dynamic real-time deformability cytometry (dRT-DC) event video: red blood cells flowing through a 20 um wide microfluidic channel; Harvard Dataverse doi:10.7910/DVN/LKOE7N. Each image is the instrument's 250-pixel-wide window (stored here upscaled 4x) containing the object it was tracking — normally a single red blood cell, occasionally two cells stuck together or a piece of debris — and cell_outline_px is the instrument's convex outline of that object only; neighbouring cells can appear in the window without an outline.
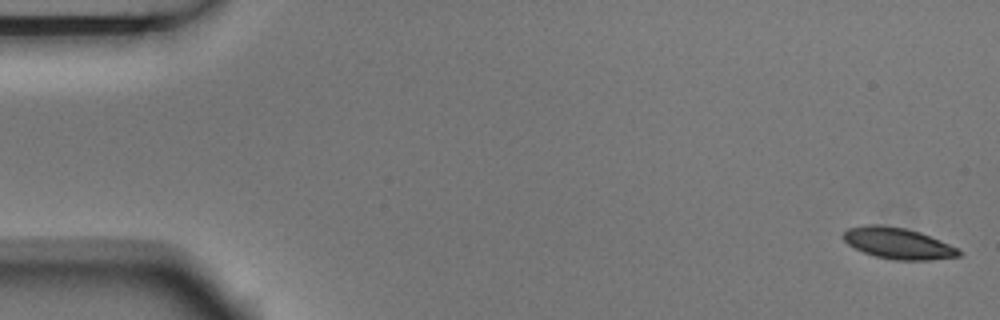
{"species": "Egyptian fruit bat (a non-hibernating species)", "species_latin": "Rousettus aegyptiacus", "temperature_condition": "room temperature", "stored_images_in_passage": 4, "camera_frame_rate_fps": 3000, "um_per_image_px": 0.085, "animal": {"sex": "male"}, "frame": {"image": 1, "passage_image": 1, "time_ms": 0.0, "image_size_px": [1000, 320], "cell_outline_px": [[960, 256], [928, 260], [892, 260], [876, 256], [864, 252], [848, 244], [840, 236], [848, 228], [864, 224], [880, 224], [904, 228], [920, 232], [940, 240], [956, 248], [960, 252]], "centroid_in_image_um": [76.27, 20.67], "position_along_channel_um": 8.7, "area_um2": 20.92}}